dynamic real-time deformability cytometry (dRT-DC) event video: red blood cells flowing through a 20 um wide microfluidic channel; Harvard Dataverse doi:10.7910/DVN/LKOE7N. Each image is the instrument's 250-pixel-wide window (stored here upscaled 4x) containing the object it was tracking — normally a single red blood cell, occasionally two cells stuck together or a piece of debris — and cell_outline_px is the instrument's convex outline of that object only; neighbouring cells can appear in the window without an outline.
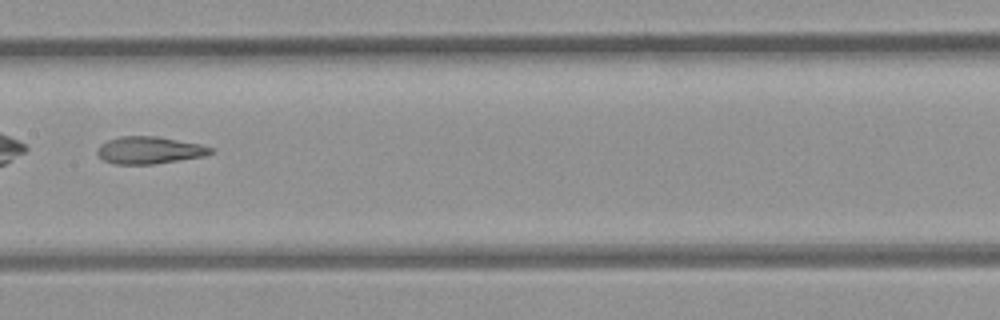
{"species": "common noctule bat (a hibernating species)", "species_latin": "Nyctalus noctula", "temperature_condition": "room temperature", "stored_images_in_passage": 5, "camera_frame_rate_fps": 3000, "um_per_image_px": 0.085, "animal": {"sex": "female", "body_mass_g": 21.9}, "frame": {"image": 1, "passage_image": 4, "time_ms": 3.667, "image_size_px": [1000, 320], "cell_outline_px": [[212, 152], [204, 156], [152, 164], [116, 164], [104, 160], [96, 152], [96, 148], [100, 144], [108, 140], [120, 136], [156, 136], [200, 144], [212, 148]], "centroid_in_image_um": [12.65, 12.76], "position_along_channel_um": 194.7, "area_um2": 17.8}}
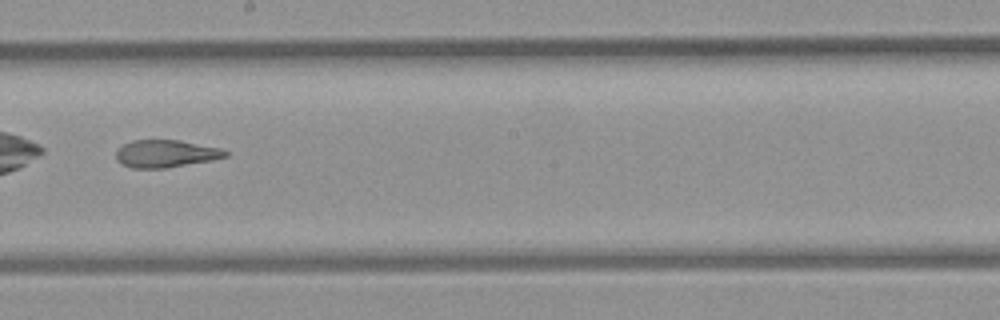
{"frame": {"image": 2, "passage_image": 5, "time_ms": 4.667, "image_size_px": [1000, 320], "cell_outline_px": [[228, 156], [212, 160], [168, 168], [132, 168], [116, 160], [116, 152], [124, 144], [132, 140], [180, 140], [220, 148], [228, 152]], "centroid_in_image_um": [14.11, 13.06], "position_along_channel_um": 234.1, "area_um2": 17.46}}